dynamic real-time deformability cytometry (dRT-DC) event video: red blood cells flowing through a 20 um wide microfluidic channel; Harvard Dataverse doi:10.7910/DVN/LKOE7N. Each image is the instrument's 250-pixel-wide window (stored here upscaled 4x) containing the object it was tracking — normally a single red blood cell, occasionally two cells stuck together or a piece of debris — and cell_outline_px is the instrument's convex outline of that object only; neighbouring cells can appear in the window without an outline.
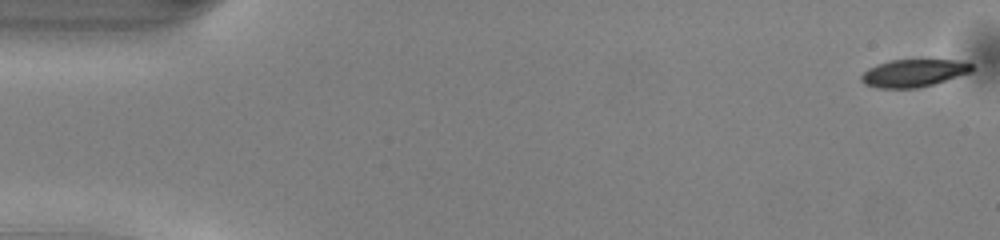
{"species": "common noctule bat (a hibernating species)", "species_latin": "Nyctalus noctula", "temperature_condition": "warm", "stored_images_in_passage": 4, "camera_frame_rate_fps": 3000, "um_per_image_px": 0.085, "animal": {"sex": "male", "body_mass_g": 13.0, "forearm_length_mm": 53.1}, "frame": {"image": 1, "passage_image": 1, "time_ms": 0.0, "image_size_px": [1000, 240], "cell_outline_px": [[976, 68], [972, 72], [920, 88], [876, 88], [864, 84], [860, 80], [860, 76], [868, 68], [876, 64], [888, 60], [924, 56], [960, 60], [972, 64]], "centroid_in_image_um": [77.71, 6.14], "position_along_channel_um": 7.3, "area_um2": 19.07}}